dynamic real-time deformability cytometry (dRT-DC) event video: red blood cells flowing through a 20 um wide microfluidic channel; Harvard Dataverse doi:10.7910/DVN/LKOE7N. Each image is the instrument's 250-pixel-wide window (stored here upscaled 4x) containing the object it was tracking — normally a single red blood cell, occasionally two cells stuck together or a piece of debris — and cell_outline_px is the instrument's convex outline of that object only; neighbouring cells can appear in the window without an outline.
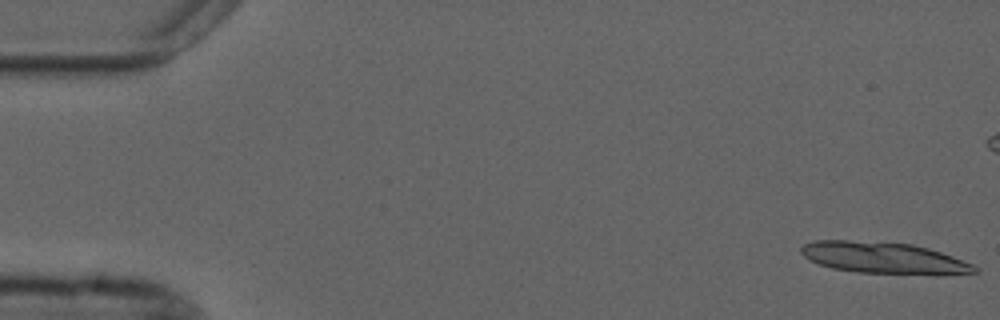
{"species": "common noctule bat (a hibernating species)", "species_latin": "Nyctalus noctula", "temperature_condition": "cold", "stored_images_in_passage": 10, "camera_frame_rate_fps": 3000, "um_per_image_px": 0.085, "animal": {"sex": "male", "forearm_length_mm": 52.5}, "frame": {"image": 1, "passage_image": 1, "time_ms": 0.0, "image_size_px": [1000, 320], "cell_outline_px": [[980, 272], [856, 272], [832, 268], [808, 260], [800, 252], [800, 248], [804, 244], [816, 240], [848, 240], [912, 244], [928, 248], [952, 256], [972, 264], [980, 268]], "centroid_in_image_um": [74.98, 21.87], "position_along_channel_um": 10.0, "area_um2": 30.52}}